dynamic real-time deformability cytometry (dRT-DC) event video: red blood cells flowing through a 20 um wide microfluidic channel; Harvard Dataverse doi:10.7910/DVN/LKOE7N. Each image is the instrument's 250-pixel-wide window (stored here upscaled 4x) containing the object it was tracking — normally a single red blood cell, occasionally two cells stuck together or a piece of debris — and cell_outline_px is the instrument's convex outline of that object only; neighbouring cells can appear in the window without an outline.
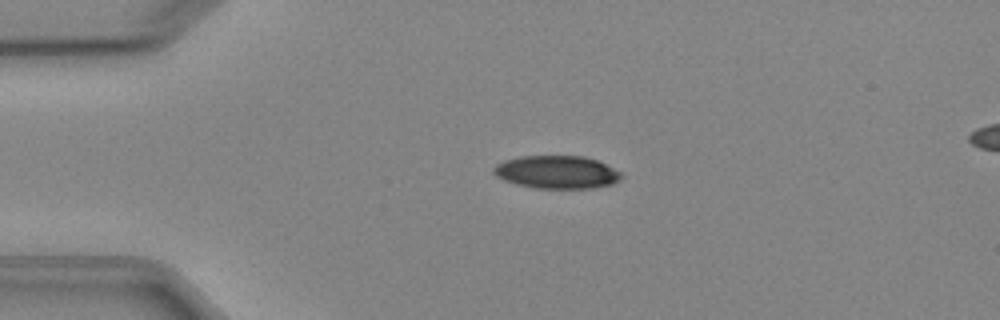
{"species": "Egyptian fruit bat (a non-hibernating species)", "species_latin": "Rousettus aegyptiacus", "temperature_condition": "cold", "stored_images_in_passage": 6, "camera_frame_rate_fps": 3000, "um_per_image_px": 0.085, "animal": {"sex": "female"}, "frame": {"image": 1, "passage_image": 4, "time_ms": 3.333, "image_size_px": [1000, 320], "cell_outline_px": [[624, 176], [620, 180], [612, 184], [592, 188], [536, 188], [516, 184], [504, 180], [496, 176], [492, 172], [492, 168], [496, 164], [504, 160], [520, 156], [584, 156], [596, 160], [620, 172]], "centroid_in_image_um": [47.3, 14.63], "position_along_channel_um": 37.7, "area_um2": 24.51}}